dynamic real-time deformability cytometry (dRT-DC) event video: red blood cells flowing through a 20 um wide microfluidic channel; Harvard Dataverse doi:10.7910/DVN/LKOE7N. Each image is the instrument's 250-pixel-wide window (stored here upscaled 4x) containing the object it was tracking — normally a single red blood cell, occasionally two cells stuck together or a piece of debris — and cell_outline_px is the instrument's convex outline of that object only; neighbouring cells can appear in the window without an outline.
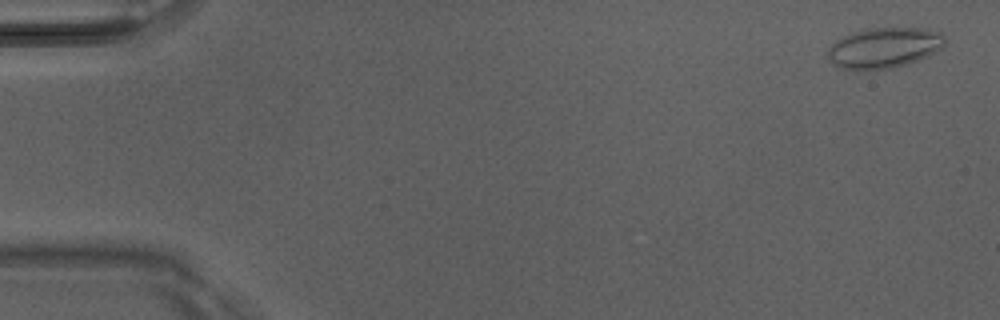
{"species": "Egyptian fruit bat (a non-hibernating species)", "species_latin": "Rousettus aegyptiacus", "temperature_condition": "room temperature", "stored_images_in_passage": 4, "camera_frame_rate_fps": 3000, "um_per_image_px": 0.085, "animal": {"sex": "male"}, "frame": {"image": 1, "passage_image": 1, "time_ms": 0.0, "image_size_px": [1000, 320], "cell_outline_px": [[948, 40], [944, 48], [928, 56], [904, 64], [888, 68], [840, 68], [832, 64], [828, 56], [828, 48], [836, 40], [852, 32], [868, 28], [924, 28], [940, 32]], "centroid_in_image_um": [75.2, 4.02], "position_along_channel_um": 9.8, "area_um2": 27.4}}